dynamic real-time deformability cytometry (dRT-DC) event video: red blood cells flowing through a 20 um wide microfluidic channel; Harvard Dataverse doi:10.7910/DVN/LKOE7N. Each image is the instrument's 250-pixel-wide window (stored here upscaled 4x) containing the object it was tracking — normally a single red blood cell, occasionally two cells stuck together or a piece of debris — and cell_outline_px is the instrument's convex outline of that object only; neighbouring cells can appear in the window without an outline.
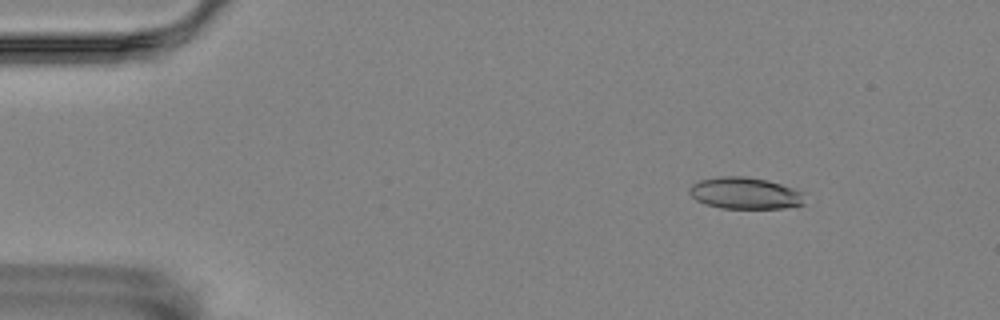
{"species": "Egyptian fruit bat (a non-hibernating species)", "species_latin": "Rousettus aegyptiacus", "temperature_condition": "room temperature", "stored_images_in_passage": 7, "camera_frame_rate_fps": 3000, "um_per_image_px": 0.085, "animal": {"sex": "female"}, "frame": {"image": 1, "passage_image": 2, "time_ms": 0.333, "image_size_px": [1000, 320], "cell_outline_px": [[804, 204], [784, 208], [720, 208], [704, 204], [696, 200], [688, 192], [688, 188], [692, 184], [700, 180], [716, 176], [748, 176], [768, 180], [804, 192]], "centroid_in_image_um": [63.3, 16.41], "position_along_channel_um": 21.7, "area_um2": 21.5}}
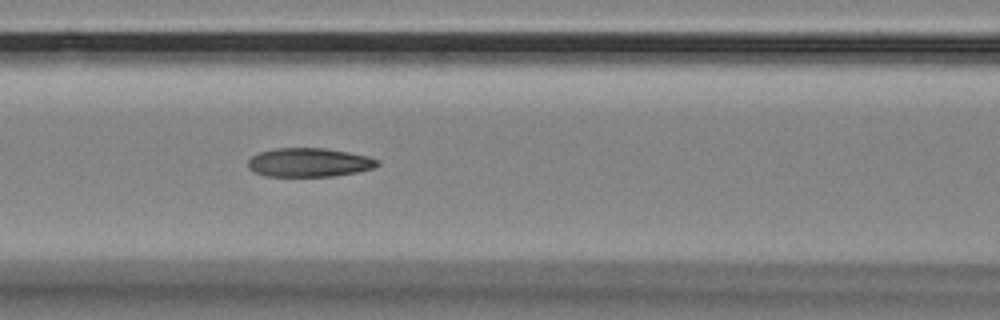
{"frame": {"image": 2, "passage_image": 7, "time_ms": 2.0, "image_size_px": [1000, 320], "cell_outline_px": [[380, 164], [372, 168], [356, 172], [332, 176], [264, 176], [252, 172], [248, 168], [248, 160], [252, 156], [260, 152], [276, 148], [324, 148], [348, 152], [368, 156], [380, 160]], "centroid_in_image_um": [26.25, 13.81], "position_along_channel_um": 140.3, "area_um2": 21.79}}